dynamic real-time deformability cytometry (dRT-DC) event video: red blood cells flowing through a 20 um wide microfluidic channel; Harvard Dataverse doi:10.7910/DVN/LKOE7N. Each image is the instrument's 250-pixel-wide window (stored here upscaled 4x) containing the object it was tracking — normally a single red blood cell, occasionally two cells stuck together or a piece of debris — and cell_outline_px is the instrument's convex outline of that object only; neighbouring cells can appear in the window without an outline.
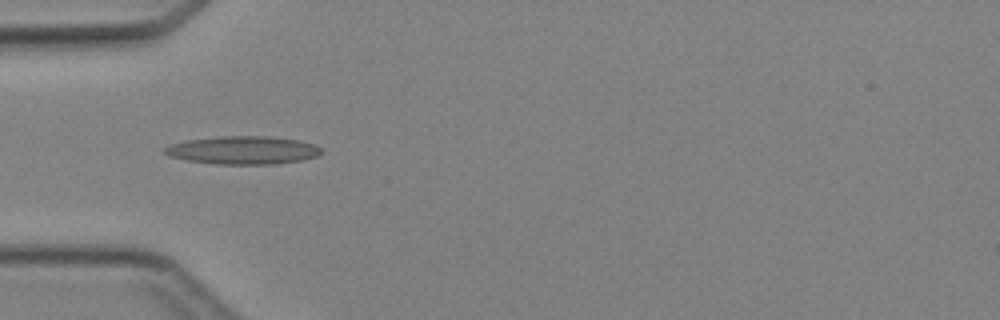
{"species": "Egyptian fruit bat (a non-hibernating species)", "species_latin": "Rousettus aegyptiacus", "temperature_condition": "cold", "stored_images_in_passage": 6, "camera_frame_rate_fps": 3000, "um_per_image_px": 0.085, "animal": {"sex": "female"}, "frame": {"image": 1, "passage_image": 5, "time_ms": 4.667, "image_size_px": [1000, 320], "cell_outline_px": [[320, 152], [316, 156], [300, 160], [276, 164], [216, 164], [188, 160], [168, 156], [164, 152], [164, 148], [168, 144], [184, 140], [220, 136], [272, 136], [300, 140], [312, 144], [320, 148]], "centroid_in_image_um": [20.59, 12.75], "position_along_channel_um": 64.4, "area_um2": 25.66}}
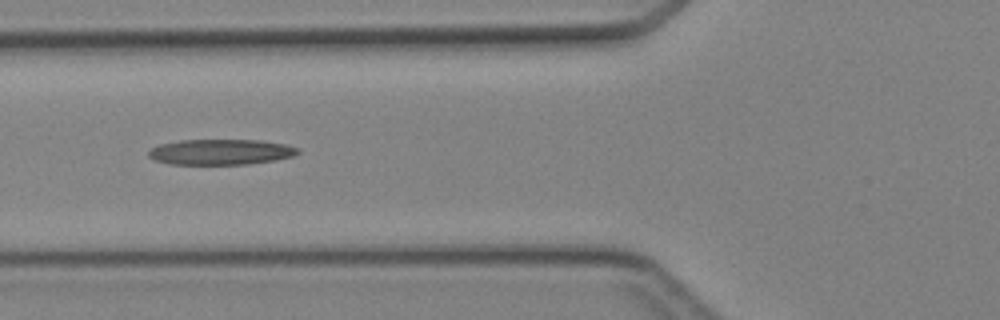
{"frame": {"image": 2, "passage_image": 6, "time_ms": 5.667, "image_size_px": [1000, 320], "cell_outline_px": [[300, 152], [292, 156], [276, 160], [248, 164], [172, 164], [156, 160], [148, 156], [148, 152], [152, 148], [160, 144], [180, 140], [260, 140], [284, 144], [296, 148]], "centroid_in_image_um": [18.75, 12.91], "position_along_channel_um": 107.0, "area_um2": 22.02}}